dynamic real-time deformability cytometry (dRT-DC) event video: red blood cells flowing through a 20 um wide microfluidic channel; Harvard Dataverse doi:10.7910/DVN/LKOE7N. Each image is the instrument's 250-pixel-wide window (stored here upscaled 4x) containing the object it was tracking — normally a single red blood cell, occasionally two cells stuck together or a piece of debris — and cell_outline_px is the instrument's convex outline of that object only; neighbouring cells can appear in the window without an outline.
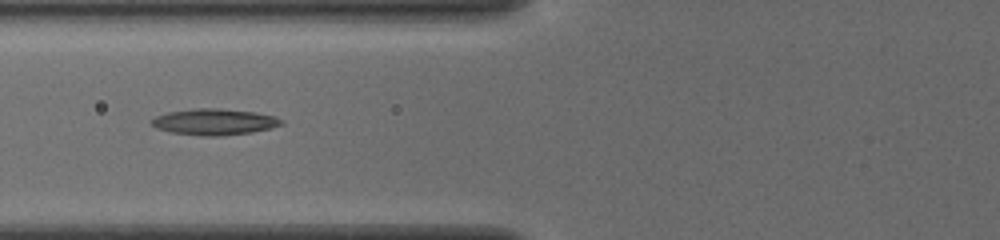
{"species": "common noctule bat (a hibernating species)", "species_latin": "Nyctalus noctula", "temperature_condition": "cold", "stored_images_in_passage": 18, "camera_frame_rate_fps": 3000, "um_per_image_px": 0.085, "animal": {"sex": "female", "body_mass_g": 19.5, "forearm_length_mm": 54.1}, "frame": {"image": 1, "passage_image": 6, "time_ms": 1.667, "image_size_px": [1000, 240], "cell_outline_px": [[284, 124], [272, 128], [252, 132], [220, 136], [200, 136], [172, 132], [156, 128], [148, 124], [156, 116], [168, 112], [192, 108], [216, 108], [256, 112], [276, 116], [284, 120]], "centroid_in_image_um": [18.24, 10.36], "position_along_channel_um": 107.6, "area_um2": 20.06}}